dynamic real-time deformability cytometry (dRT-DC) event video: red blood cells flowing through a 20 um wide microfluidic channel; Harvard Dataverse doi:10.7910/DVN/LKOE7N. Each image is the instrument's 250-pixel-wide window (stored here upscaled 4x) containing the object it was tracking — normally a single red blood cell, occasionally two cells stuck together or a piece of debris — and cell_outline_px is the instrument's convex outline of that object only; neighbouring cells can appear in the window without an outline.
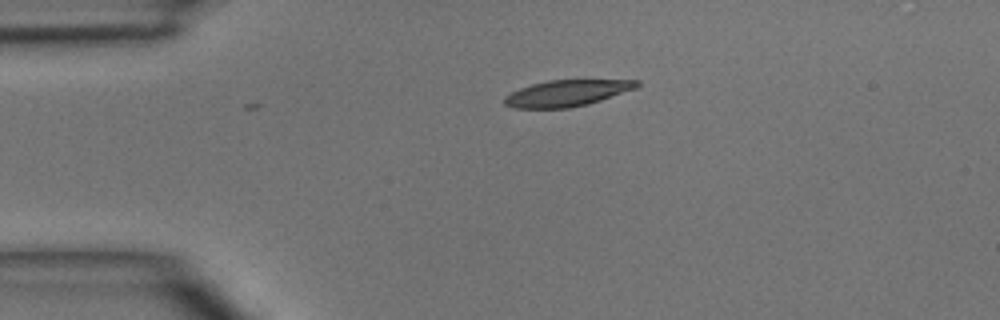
{"species": "common noctule bat (a hibernating species)", "species_latin": "Nyctalus noctula", "temperature_condition": "room temperature", "stored_images_in_passage": 2, "camera_frame_rate_fps": 3000, "um_per_image_px": 0.085, "animal": {"sex": "male", "body_mass_g": 15.6}, "frame": {"image": 1, "passage_image": 1, "time_ms": 0.0, "image_size_px": [1000, 320], "cell_outline_px": [[640, 84], [636, 88], [588, 104], [568, 108], [512, 108], [504, 104], [504, 96], [520, 88], [532, 84], [548, 80], [640, 80]], "centroid_in_image_um": [48.16, 7.92], "position_along_channel_um": 36.8, "area_um2": 20.17}}